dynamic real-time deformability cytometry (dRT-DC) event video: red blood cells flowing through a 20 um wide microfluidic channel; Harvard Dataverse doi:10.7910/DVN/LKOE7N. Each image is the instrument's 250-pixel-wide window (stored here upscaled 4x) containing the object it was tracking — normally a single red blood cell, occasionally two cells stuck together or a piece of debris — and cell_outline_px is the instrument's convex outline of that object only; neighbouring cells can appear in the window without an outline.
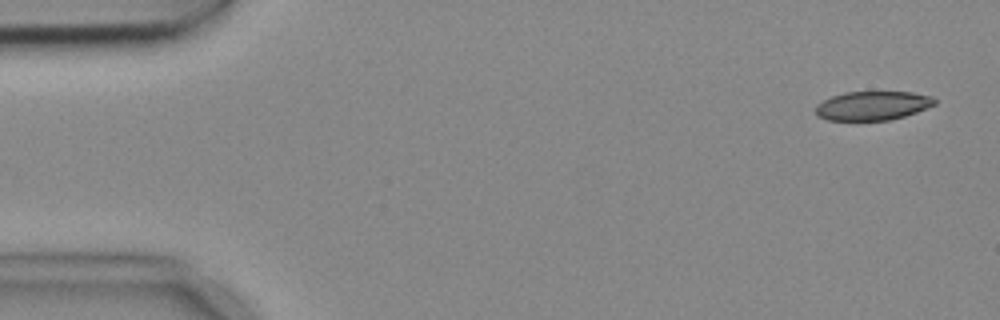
{"species": "common noctule bat (a hibernating species)", "species_latin": "Nyctalus noctula", "temperature_condition": "cold", "stored_images_in_passage": 7, "camera_frame_rate_fps": 3000, "um_per_image_px": 0.085, "animal": {"sex": "female", "body_mass_g": 18.4}, "frame": {"image": 1, "passage_image": 1, "time_ms": 0.0, "image_size_px": [1000, 320], "cell_outline_px": [[936, 104], [916, 112], [904, 116], [888, 120], [828, 120], [816, 116], [816, 104], [832, 96], [844, 92], [912, 92], [932, 96], [936, 100]], "centroid_in_image_um": [74.16, 8.98], "position_along_channel_um": 10.8, "area_um2": 20.06}}
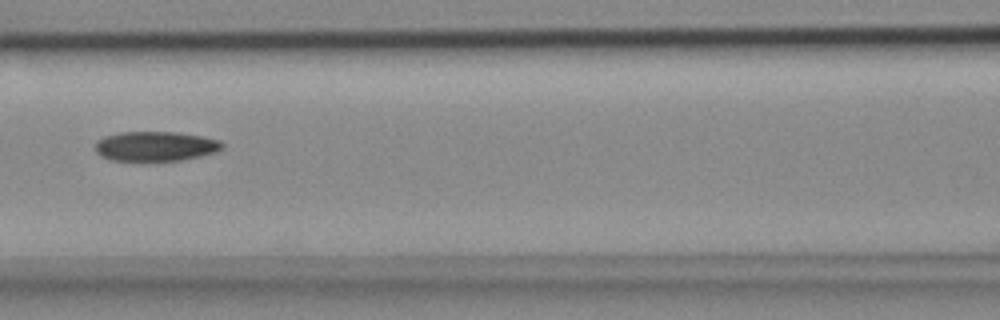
{"frame": {"image": 2, "passage_image": 7, "time_ms": 2.0, "image_size_px": [1000, 320], "cell_outline_px": [[224, 148], [216, 152], [200, 156], [180, 160], [156, 164], [140, 164], [112, 160], [100, 156], [96, 152], [96, 140], [104, 136], [120, 132], [176, 132], [200, 136], [220, 140], [224, 144]], "centroid_in_image_um": [13.18, 12.49], "position_along_channel_um": 153.4, "area_um2": 23.12}}